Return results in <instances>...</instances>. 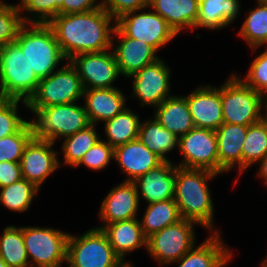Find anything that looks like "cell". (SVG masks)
Segmentation results:
<instances>
[{"instance_id":"6da1fadb","label":"cell","mask_w":267,"mask_h":267,"mask_svg":"<svg viewBox=\"0 0 267 267\" xmlns=\"http://www.w3.org/2000/svg\"><path fill=\"white\" fill-rule=\"evenodd\" d=\"M114 21L116 20L102 7L84 13L58 14L48 25L69 61L81 53L111 49L114 46L112 40L116 28Z\"/></svg>"},{"instance_id":"7a4b0ae2","label":"cell","mask_w":267,"mask_h":267,"mask_svg":"<svg viewBox=\"0 0 267 267\" xmlns=\"http://www.w3.org/2000/svg\"><path fill=\"white\" fill-rule=\"evenodd\" d=\"M218 174L205 169H188L176 165L174 201L182 219L190 220L213 233L214 205L208 180Z\"/></svg>"},{"instance_id":"3957f363","label":"cell","mask_w":267,"mask_h":267,"mask_svg":"<svg viewBox=\"0 0 267 267\" xmlns=\"http://www.w3.org/2000/svg\"><path fill=\"white\" fill-rule=\"evenodd\" d=\"M15 43L22 49L31 69L40 79L55 72L59 62L67 59L48 24L24 23Z\"/></svg>"},{"instance_id":"277c9868","label":"cell","mask_w":267,"mask_h":267,"mask_svg":"<svg viewBox=\"0 0 267 267\" xmlns=\"http://www.w3.org/2000/svg\"><path fill=\"white\" fill-rule=\"evenodd\" d=\"M39 81L15 42L0 48V98L20 99L27 108V101L36 92Z\"/></svg>"},{"instance_id":"5b68a950","label":"cell","mask_w":267,"mask_h":267,"mask_svg":"<svg viewBox=\"0 0 267 267\" xmlns=\"http://www.w3.org/2000/svg\"><path fill=\"white\" fill-rule=\"evenodd\" d=\"M84 91L82 80L69 61L48 77L40 79L36 92L27 101V109L34 114L43 107L75 103L83 99Z\"/></svg>"},{"instance_id":"8992f818","label":"cell","mask_w":267,"mask_h":267,"mask_svg":"<svg viewBox=\"0 0 267 267\" xmlns=\"http://www.w3.org/2000/svg\"><path fill=\"white\" fill-rule=\"evenodd\" d=\"M31 121L34 137L55 142L90 125L85 107L75 103L52 105L38 109Z\"/></svg>"},{"instance_id":"52a82bcc","label":"cell","mask_w":267,"mask_h":267,"mask_svg":"<svg viewBox=\"0 0 267 267\" xmlns=\"http://www.w3.org/2000/svg\"><path fill=\"white\" fill-rule=\"evenodd\" d=\"M223 122L249 126L262 119V94L246 85L233 73L220 86Z\"/></svg>"},{"instance_id":"ba28073f","label":"cell","mask_w":267,"mask_h":267,"mask_svg":"<svg viewBox=\"0 0 267 267\" xmlns=\"http://www.w3.org/2000/svg\"><path fill=\"white\" fill-rule=\"evenodd\" d=\"M66 263L69 267H119L123 262L96 226L80 236L69 234Z\"/></svg>"},{"instance_id":"9c48e42d","label":"cell","mask_w":267,"mask_h":267,"mask_svg":"<svg viewBox=\"0 0 267 267\" xmlns=\"http://www.w3.org/2000/svg\"><path fill=\"white\" fill-rule=\"evenodd\" d=\"M30 267H62L67 262L69 233L53 228L22 227Z\"/></svg>"},{"instance_id":"30bf717a","label":"cell","mask_w":267,"mask_h":267,"mask_svg":"<svg viewBox=\"0 0 267 267\" xmlns=\"http://www.w3.org/2000/svg\"><path fill=\"white\" fill-rule=\"evenodd\" d=\"M182 219L147 238V251L163 266L178 261L195 245L194 225Z\"/></svg>"},{"instance_id":"8fae6325","label":"cell","mask_w":267,"mask_h":267,"mask_svg":"<svg viewBox=\"0 0 267 267\" xmlns=\"http://www.w3.org/2000/svg\"><path fill=\"white\" fill-rule=\"evenodd\" d=\"M131 11L116 19V27L126 36L141 40L156 51L176 37L174 30L155 11Z\"/></svg>"},{"instance_id":"7c38bea8","label":"cell","mask_w":267,"mask_h":267,"mask_svg":"<svg viewBox=\"0 0 267 267\" xmlns=\"http://www.w3.org/2000/svg\"><path fill=\"white\" fill-rule=\"evenodd\" d=\"M178 149L184 160L178 167L205 169L219 174L216 132L194 127L179 137Z\"/></svg>"},{"instance_id":"4fadbf2b","label":"cell","mask_w":267,"mask_h":267,"mask_svg":"<svg viewBox=\"0 0 267 267\" xmlns=\"http://www.w3.org/2000/svg\"><path fill=\"white\" fill-rule=\"evenodd\" d=\"M81 53L69 61L76 68L84 89L115 88L112 83L121 75L113 51Z\"/></svg>"},{"instance_id":"5bb4252c","label":"cell","mask_w":267,"mask_h":267,"mask_svg":"<svg viewBox=\"0 0 267 267\" xmlns=\"http://www.w3.org/2000/svg\"><path fill=\"white\" fill-rule=\"evenodd\" d=\"M170 71L168 65L159 58L129 77H133L132 93L141 102V106L147 104L157 107L172 96L169 93Z\"/></svg>"},{"instance_id":"9a60e30c","label":"cell","mask_w":267,"mask_h":267,"mask_svg":"<svg viewBox=\"0 0 267 267\" xmlns=\"http://www.w3.org/2000/svg\"><path fill=\"white\" fill-rule=\"evenodd\" d=\"M54 143L33 137L25 146L20 160L22 178L40 189L57 168L60 167L58 152L52 148Z\"/></svg>"},{"instance_id":"2e32d148","label":"cell","mask_w":267,"mask_h":267,"mask_svg":"<svg viewBox=\"0 0 267 267\" xmlns=\"http://www.w3.org/2000/svg\"><path fill=\"white\" fill-rule=\"evenodd\" d=\"M185 97L196 128L215 131L224 123L220 86H200Z\"/></svg>"},{"instance_id":"e0dca14e","label":"cell","mask_w":267,"mask_h":267,"mask_svg":"<svg viewBox=\"0 0 267 267\" xmlns=\"http://www.w3.org/2000/svg\"><path fill=\"white\" fill-rule=\"evenodd\" d=\"M176 181V165L171 161H163L133 181L138 196L148 203L174 199ZM140 193V194H139Z\"/></svg>"},{"instance_id":"ac0fdd59","label":"cell","mask_w":267,"mask_h":267,"mask_svg":"<svg viewBox=\"0 0 267 267\" xmlns=\"http://www.w3.org/2000/svg\"><path fill=\"white\" fill-rule=\"evenodd\" d=\"M115 35L119 39L112 40V43L120 41L118 45L115 44L113 53L119 71L124 77H131L146 65L160 58L152 46L141 40L126 37L117 27L114 30L113 38H115Z\"/></svg>"},{"instance_id":"d6986e66","label":"cell","mask_w":267,"mask_h":267,"mask_svg":"<svg viewBox=\"0 0 267 267\" xmlns=\"http://www.w3.org/2000/svg\"><path fill=\"white\" fill-rule=\"evenodd\" d=\"M139 196L133 182L123 181L106 195L100 208V220L107 225L137 218Z\"/></svg>"},{"instance_id":"ffe728a7","label":"cell","mask_w":267,"mask_h":267,"mask_svg":"<svg viewBox=\"0 0 267 267\" xmlns=\"http://www.w3.org/2000/svg\"><path fill=\"white\" fill-rule=\"evenodd\" d=\"M113 159L117 161L122 172L127 174V179L123 181L129 182H133L163 162L159 156L150 151L139 139L116 146Z\"/></svg>"},{"instance_id":"44dd1931","label":"cell","mask_w":267,"mask_h":267,"mask_svg":"<svg viewBox=\"0 0 267 267\" xmlns=\"http://www.w3.org/2000/svg\"><path fill=\"white\" fill-rule=\"evenodd\" d=\"M85 111L90 124H98L115 117L126 108V97L119 88L85 89Z\"/></svg>"},{"instance_id":"7402d4cb","label":"cell","mask_w":267,"mask_h":267,"mask_svg":"<svg viewBox=\"0 0 267 267\" xmlns=\"http://www.w3.org/2000/svg\"><path fill=\"white\" fill-rule=\"evenodd\" d=\"M248 126L223 123L215 130L219 159V175L235 168L242 173V147Z\"/></svg>"},{"instance_id":"603a6c76","label":"cell","mask_w":267,"mask_h":267,"mask_svg":"<svg viewBox=\"0 0 267 267\" xmlns=\"http://www.w3.org/2000/svg\"><path fill=\"white\" fill-rule=\"evenodd\" d=\"M220 231L214 230L203 243L195 245L178 261V267H226L232 259V250L228 249L220 237Z\"/></svg>"},{"instance_id":"cb8c5ba5","label":"cell","mask_w":267,"mask_h":267,"mask_svg":"<svg viewBox=\"0 0 267 267\" xmlns=\"http://www.w3.org/2000/svg\"><path fill=\"white\" fill-rule=\"evenodd\" d=\"M100 228L107 236L114 253L122 260L125 255L145 246L147 249V238L143 234L140 222L137 218L116 221Z\"/></svg>"},{"instance_id":"d4e9b609","label":"cell","mask_w":267,"mask_h":267,"mask_svg":"<svg viewBox=\"0 0 267 267\" xmlns=\"http://www.w3.org/2000/svg\"><path fill=\"white\" fill-rule=\"evenodd\" d=\"M148 8L158 13L178 35L187 27L194 31L199 0H149Z\"/></svg>"},{"instance_id":"484cf974","label":"cell","mask_w":267,"mask_h":267,"mask_svg":"<svg viewBox=\"0 0 267 267\" xmlns=\"http://www.w3.org/2000/svg\"><path fill=\"white\" fill-rule=\"evenodd\" d=\"M153 116L178 138L195 127L185 96L172 95L168 97L155 107Z\"/></svg>"},{"instance_id":"4316f807","label":"cell","mask_w":267,"mask_h":267,"mask_svg":"<svg viewBox=\"0 0 267 267\" xmlns=\"http://www.w3.org/2000/svg\"><path fill=\"white\" fill-rule=\"evenodd\" d=\"M239 0H199L196 27L217 30L230 25L240 13Z\"/></svg>"},{"instance_id":"83f0119b","label":"cell","mask_w":267,"mask_h":267,"mask_svg":"<svg viewBox=\"0 0 267 267\" xmlns=\"http://www.w3.org/2000/svg\"><path fill=\"white\" fill-rule=\"evenodd\" d=\"M138 139L163 161H171L166 155L176 146L178 148L179 143V138L164 128L154 117L153 120L140 123Z\"/></svg>"},{"instance_id":"f1b7e54d","label":"cell","mask_w":267,"mask_h":267,"mask_svg":"<svg viewBox=\"0 0 267 267\" xmlns=\"http://www.w3.org/2000/svg\"><path fill=\"white\" fill-rule=\"evenodd\" d=\"M182 220L174 199L148 204L142 220H139L143 234L149 238L167 226Z\"/></svg>"},{"instance_id":"f546056e","label":"cell","mask_w":267,"mask_h":267,"mask_svg":"<svg viewBox=\"0 0 267 267\" xmlns=\"http://www.w3.org/2000/svg\"><path fill=\"white\" fill-rule=\"evenodd\" d=\"M130 108L123 109L112 119L105 121V137L110 146L126 144L130 141L138 139L140 123L138 114H135Z\"/></svg>"},{"instance_id":"4dcf8cb0","label":"cell","mask_w":267,"mask_h":267,"mask_svg":"<svg viewBox=\"0 0 267 267\" xmlns=\"http://www.w3.org/2000/svg\"><path fill=\"white\" fill-rule=\"evenodd\" d=\"M0 258L8 267H30L22 227L7 226L0 236Z\"/></svg>"},{"instance_id":"1f68e13d","label":"cell","mask_w":267,"mask_h":267,"mask_svg":"<svg viewBox=\"0 0 267 267\" xmlns=\"http://www.w3.org/2000/svg\"><path fill=\"white\" fill-rule=\"evenodd\" d=\"M256 1L258 4L256 9L249 10V14L238 32V35L253 50L263 45L267 46V1Z\"/></svg>"},{"instance_id":"d6a6232c","label":"cell","mask_w":267,"mask_h":267,"mask_svg":"<svg viewBox=\"0 0 267 267\" xmlns=\"http://www.w3.org/2000/svg\"><path fill=\"white\" fill-rule=\"evenodd\" d=\"M267 154V123L262 119L247 128L242 147V173Z\"/></svg>"},{"instance_id":"836d02e7","label":"cell","mask_w":267,"mask_h":267,"mask_svg":"<svg viewBox=\"0 0 267 267\" xmlns=\"http://www.w3.org/2000/svg\"><path fill=\"white\" fill-rule=\"evenodd\" d=\"M96 126L90 124L86 128L64 138L61 148L64 154V164L75 168L84 154L101 139V136L96 133Z\"/></svg>"},{"instance_id":"e575fe53","label":"cell","mask_w":267,"mask_h":267,"mask_svg":"<svg viewBox=\"0 0 267 267\" xmlns=\"http://www.w3.org/2000/svg\"><path fill=\"white\" fill-rule=\"evenodd\" d=\"M0 189V204L15 212L27 211L39 191V188L24 178Z\"/></svg>"},{"instance_id":"d590c367","label":"cell","mask_w":267,"mask_h":267,"mask_svg":"<svg viewBox=\"0 0 267 267\" xmlns=\"http://www.w3.org/2000/svg\"><path fill=\"white\" fill-rule=\"evenodd\" d=\"M34 137L31 120L17 133L0 139V162H20L28 142Z\"/></svg>"},{"instance_id":"8d00e7d4","label":"cell","mask_w":267,"mask_h":267,"mask_svg":"<svg viewBox=\"0 0 267 267\" xmlns=\"http://www.w3.org/2000/svg\"><path fill=\"white\" fill-rule=\"evenodd\" d=\"M23 24L18 4H6L0 0V48L15 42Z\"/></svg>"},{"instance_id":"74e56055","label":"cell","mask_w":267,"mask_h":267,"mask_svg":"<svg viewBox=\"0 0 267 267\" xmlns=\"http://www.w3.org/2000/svg\"><path fill=\"white\" fill-rule=\"evenodd\" d=\"M18 4L20 12L33 13L34 18L23 17L24 23H42L48 24L54 17L59 14L61 0H21ZM38 18V19H36Z\"/></svg>"},{"instance_id":"f35d334b","label":"cell","mask_w":267,"mask_h":267,"mask_svg":"<svg viewBox=\"0 0 267 267\" xmlns=\"http://www.w3.org/2000/svg\"><path fill=\"white\" fill-rule=\"evenodd\" d=\"M20 101L0 98V139L19 132L29 122L18 115Z\"/></svg>"},{"instance_id":"ab89813d","label":"cell","mask_w":267,"mask_h":267,"mask_svg":"<svg viewBox=\"0 0 267 267\" xmlns=\"http://www.w3.org/2000/svg\"><path fill=\"white\" fill-rule=\"evenodd\" d=\"M241 79L256 92L267 93V47L250 64L247 75Z\"/></svg>"},{"instance_id":"60d3db41","label":"cell","mask_w":267,"mask_h":267,"mask_svg":"<svg viewBox=\"0 0 267 267\" xmlns=\"http://www.w3.org/2000/svg\"><path fill=\"white\" fill-rule=\"evenodd\" d=\"M113 156L114 148L100 139L84 154L75 167L83 164L92 170H101L108 166Z\"/></svg>"},{"instance_id":"b9f144b4","label":"cell","mask_w":267,"mask_h":267,"mask_svg":"<svg viewBox=\"0 0 267 267\" xmlns=\"http://www.w3.org/2000/svg\"><path fill=\"white\" fill-rule=\"evenodd\" d=\"M101 3L102 7L116 20L131 11H145L149 0H102Z\"/></svg>"},{"instance_id":"7bdbcfd3","label":"cell","mask_w":267,"mask_h":267,"mask_svg":"<svg viewBox=\"0 0 267 267\" xmlns=\"http://www.w3.org/2000/svg\"><path fill=\"white\" fill-rule=\"evenodd\" d=\"M97 0H61L59 14L84 13L102 8L101 1Z\"/></svg>"},{"instance_id":"ee69618b","label":"cell","mask_w":267,"mask_h":267,"mask_svg":"<svg viewBox=\"0 0 267 267\" xmlns=\"http://www.w3.org/2000/svg\"><path fill=\"white\" fill-rule=\"evenodd\" d=\"M22 179L20 162H0V188Z\"/></svg>"},{"instance_id":"f6af8a7d","label":"cell","mask_w":267,"mask_h":267,"mask_svg":"<svg viewBox=\"0 0 267 267\" xmlns=\"http://www.w3.org/2000/svg\"><path fill=\"white\" fill-rule=\"evenodd\" d=\"M258 164L259 167V172H258V177L263 178L265 181V184H267V154L263 157V159L259 162Z\"/></svg>"},{"instance_id":"bcb514c9","label":"cell","mask_w":267,"mask_h":267,"mask_svg":"<svg viewBox=\"0 0 267 267\" xmlns=\"http://www.w3.org/2000/svg\"><path fill=\"white\" fill-rule=\"evenodd\" d=\"M262 108H264L266 112L262 113V120L267 123V93L262 94Z\"/></svg>"},{"instance_id":"7dc6e473","label":"cell","mask_w":267,"mask_h":267,"mask_svg":"<svg viewBox=\"0 0 267 267\" xmlns=\"http://www.w3.org/2000/svg\"><path fill=\"white\" fill-rule=\"evenodd\" d=\"M130 263L131 262H123L119 267H133V265Z\"/></svg>"},{"instance_id":"c3c4849f","label":"cell","mask_w":267,"mask_h":267,"mask_svg":"<svg viewBox=\"0 0 267 267\" xmlns=\"http://www.w3.org/2000/svg\"><path fill=\"white\" fill-rule=\"evenodd\" d=\"M0 267H8L7 264L0 258Z\"/></svg>"},{"instance_id":"681fc988","label":"cell","mask_w":267,"mask_h":267,"mask_svg":"<svg viewBox=\"0 0 267 267\" xmlns=\"http://www.w3.org/2000/svg\"><path fill=\"white\" fill-rule=\"evenodd\" d=\"M261 266L262 267H267V256H266L265 260L262 261Z\"/></svg>"}]
</instances>
